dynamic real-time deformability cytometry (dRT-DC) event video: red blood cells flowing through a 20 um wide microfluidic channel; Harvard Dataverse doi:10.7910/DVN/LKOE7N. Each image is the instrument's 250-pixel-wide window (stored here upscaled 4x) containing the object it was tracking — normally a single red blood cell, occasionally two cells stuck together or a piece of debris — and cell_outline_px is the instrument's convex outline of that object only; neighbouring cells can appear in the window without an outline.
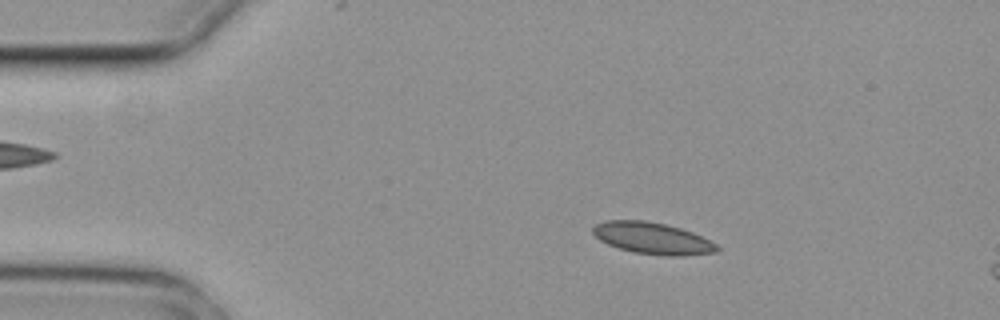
{"species": "common noctule bat (a hibernating species)", "species_latin": "Nyctalus noctula", "temperature_condition": "cold", "stored_images_in_passage": 5, "camera_frame_rate_fps": 3000, "um_per_image_px": 0.085, "animal": {"sex": "female", "body_mass_g": 29.2, "forearm_length_mm": 56.3}, "frame": {"image": 1, "passage_image": 3, "time_ms": 0.667, "image_size_px": [1000, 320], "cell_outline_px": [[720, 248], [716, 252], [684, 256], [664, 256], [632, 252], [608, 244], [600, 240], [592, 232], [592, 228], [596, 224], [604, 220], [644, 220], [664, 224], [680, 228], [692, 232], [716, 244]], "centroid_in_image_um": [55.45, 20.26], "position_along_channel_um": 29.6, "area_um2": 22.83}}